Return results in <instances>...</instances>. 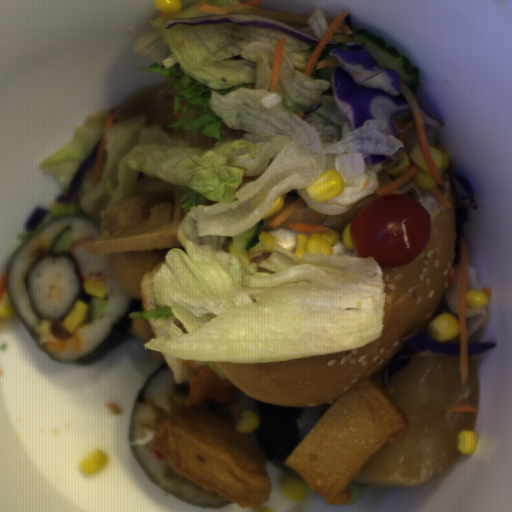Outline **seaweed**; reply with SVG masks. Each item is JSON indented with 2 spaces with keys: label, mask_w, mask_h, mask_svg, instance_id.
Masks as SVG:
<instances>
[{
  "label": "seaweed",
  "mask_w": 512,
  "mask_h": 512,
  "mask_svg": "<svg viewBox=\"0 0 512 512\" xmlns=\"http://www.w3.org/2000/svg\"><path fill=\"white\" fill-rule=\"evenodd\" d=\"M61 258V259H68L69 261L72 262L74 268H75V271H76V274H77V277H78V284H79V290L76 292L75 294V298H74V302H73V305L72 307L74 306V304L76 303V301H82V302H85L87 304H89L92 300V295L87 292L85 290V287H84V278L82 276V273H81V270L79 268V265L77 263V261L75 260L74 256L71 255L70 253L67 252H61V253H48L46 255H44L43 257L39 258L38 260H36L35 262L32 263L31 267L29 268V270L27 271L26 275H25V279H24V284H25V287H26V291H27V294H28V298H29V302H30V306H31V310L32 312L34 313V315L37 317V319L40 321V320H50V321H62L68 314L69 312L71 311L72 307L69 309V311L67 313H65L63 316L57 318V319H47V318H40L38 316V314L34 311V309L32 308V305H31V300H30V295H29V288H28V281H27V278L29 276V274L31 273L32 269L44 258Z\"/></svg>",
  "instance_id": "ac131d1f"
},
{
  "label": "seaweed",
  "mask_w": 512,
  "mask_h": 512,
  "mask_svg": "<svg viewBox=\"0 0 512 512\" xmlns=\"http://www.w3.org/2000/svg\"><path fill=\"white\" fill-rule=\"evenodd\" d=\"M110 199V194L108 193H101L99 197L92 202L90 211L87 216H80V215H62L58 217H54L52 220H50L47 224H45L42 228H40L33 236L26 239L24 242H22L18 248L13 252L12 256L10 257L7 266L5 268L6 271V285H5V292L7 294V297L9 301L12 303L15 312L33 340L36 342V344L39 346V348L42 350L44 354L55 360L53 357H51L43 348L42 346L36 341L24 321L22 320L15 303L9 293V287H8V279H9V271L10 266L16 257L19 250L35 235H37L40 231H42L44 228L52 224L53 222L60 220L62 218H80L86 221H89L93 223L94 225L99 227V220L100 215L104 209L105 206H107V203ZM139 311H145L144 304L142 300H135L130 296L129 303L124 311V313L112 324L111 331L109 335L103 339L97 346H95L92 350L88 351L87 353L77 357L76 359L68 362H60V363H70L79 367H88L95 362L103 359L106 355H108L112 350H114L117 346H119L121 343H123L126 339H128L134 332L132 330V320L128 316L131 313L139 312Z\"/></svg>",
  "instance_id": "45ffbabd"
},
{
  "label": "seaweed",
  "mask_w": 512,
  "mask_h": 512,
  "mask_svg": "<svg viewBox=\"0 0 512 512\" xmlns=\"http://www.w3.org/2000/svg\"><path fill=\"white\" fill-rule=\"evenodd\" d=\"M165 368H168L166 363H164L163 365H161L159 368H157L154 371V373L151 375V377L147 380V382L144 384V386L139 391V393H138V395H137V397H136V399H135V401H134V403H133V405L131 407L130 421H129V442H130L131 452L134 455V457L136 458V460L139 463V465L141 466V468L144 471V473L146 474L147 478L149 480H151L153 483H155L156 485H158L160 488H162L163 490H165L166 492H168L169 494L174 496L175 498L183 500V501L191 503V504H194V505H197V506L205 508V509H217L219 507L228 505V504H230L233 501H231L229 499L228 501H226L223 504H209V503H205V502H202V501H198V500H195V499H192V498H189V497L177 494L174 491H172L171 489H169L166 486L162 485L161 483L156 481L154 479V477L149 473V471L144 467V465L142 464V462H141V460H140V458H139V456H138V454H137V452H136V450H135V448L133 446V432H134L135 419H136V415H137L139 404L143 400L144 395H145V391H146L148 385L150 384L151 380L159 372H161Z\"/></svg>",
  "instance_id": "7513b1e5"
},
{
  "label": "seaweed",
  "mask_w": 512,
  "mask_h": 512,
  "mask_svg": "<svg viewBox=\"0 0 512 512\" xmlns=\"http://www.w3.org/2000/svg\"><path fill=\"white\" fill-rule=\"evenodd\" d=\"M251 411L260 416V424L252 433L263 460L273 465L280 473L301 479L286 466V460L304 440L299 421L306 406H277L251 397Z\"/></svg>",
  "instance_id": "1faa68ee"
}]
</instances>
